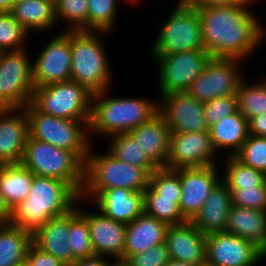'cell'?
<instances>
[{
	"label": "cell",
	"mask_w": 266,
	"mask_h": 266,
	"mask_svg": "<svg viewBox=\"0 0 266 266\" xmlns=\"http://www.w3.org/2000/svg\"><path fill=\"white\" fill-rule=\"evenodd\" d=\"M26 260L31 266H66L53 255L42 252L33 244L28 249Z\"/></svg>",
	"instance_id": "cell-44"
},
{
	"label": "cell",
	"mask_w": 266,
	"mask_h": 266,
	"mask_svg": "<svg viewBox=\"0 0 266 266\" xmlns=\"http://www.w3.org/2000/svg\"><path fill=\"white\" fill-rule=\"evenodd\" d=\"M26 49L0 52V109H23L32 101L35 84Z\"/></svg>",
	"instance_id": "cell-10"
},
{
	"label": "cell",
	"mask_w": 266,
	"mask_h": 266,
	"mask_svg": "<svg viewBox=\"0 0 266 266\" xmlns=\"http://www.w3.org/2000/svg\"><path fill=\"white\" fill-rule=\"evenodd\" d=\"M243 60L236 58L211 57L203 72L190 85L186 92L206 103L217 97L236 95L244 73Z\"/></svg>",
	"instance_id": "cell-11"
},
{
	"label": "cell",
	"mask_w": 266,
	"mask_h": 266,
	"mask_svg": "<svg viewBox=\"0 0 266 266\" xmlns=\"http://www.w3.org/2000/svg\"><path fill=\"white\" fill-rule=\"evenodd\" d=\"M209 133L217 153L225 150L226 156H234L249 136L248 120L238 110L210 127Z\"/></svg>",
	"instance_id": "cell-27"
},
{
	"label": "cell",
	"mask_w": 266,
	"mask_h": 266,
	"mask_svg": "<svg viewBox=\"0 0 266 266\" xmlns=\"http://www.w3.org/2000/svg\"><path fill=\"white\" fill-rule=\"evenodd\" d=\"M108 257L92 256L89 258H83L76 260L72 266H110L111 262H108Z\"/></svg>",
	"instance_id": "cell-46"
},
{
	"label": "cell",
	"mask_w": 266,
	"mask_h": 266,
	"mask_svg": "<svg viewBox=\"0 0 266 266\" xmlns=\"http://www.w3.org/2000/svg\"><path fill=\"white\" fill-rule=\"evenodd\" d=\"M169 260V251L165 242L142 253L131 255L127 259L132 266H165Z\"/></svg>",
	"instance_id": "cell-43"
},
{
	"label": "cell",
	"mask_w": 266,
	"mask_h": 266,
	"mask_svg": "<svg viewBox=\"0 0 266 266\" xmlns=\"http://www.w3.org/2000/svg\"><path fill=\"white\" fill-rule=\"evenodd\" d=\"M207 235L191 221L169 226L165 243L170 259L198 265L206 261Z\"/></svg>",
	"instance_id": "cell-20"
},
{
	"label": "cell",
	"mask_w": 266,
	"mask_h": 266,
	"mask_svg": "<svg viewBox=\"0 0 266 266\" xmlns=\"http://www.w3.org/2000/svg\"><path fill=\"white\" fill-rule=\"evenodd\" d=\"M79 214L88 222L91 245L96 256L124 259L126 224L117 222L103 212L80 209Z\"/></svg>",
	"instance_id": "cell-18"
},
{
	"label": "cell",
	"mask_w": 266,
	"mask_h": 266,
	"mask_svg": "<svg viewBox=\"0 0 266 266\" xmlns=\"http://www.w3.org/2000/svg\"><path fill=\"white\" fill-rule=\"evenodd\" d=\"M34 177L21 163L0 165V191L11 209L29 196Z\"/></svg>",
	"instance_id": "cell-29"
},
{
	"label": "cell",
	"mask_w": 266,
	"mask_h": 266,
	"mask_svg": "<svg viewBox=\"0 0 266 266\" xmlns=\"http://www.w3.org/2000/svg\"><path fill=\"white\" fill-rule=\"evenodd\" d=\"M88 0H57L54 3L57 23L66 21L62 31H88Z\"/></svg>",
	"instance_id": "cell-36"
},
{
	"label": "cell",
	"mask_w": 266,
	"mask_h": 266,
	"mask_svg": "<svg viewBox=\"0 0 266 266\" xmlns=\"http://www.w3.org/2000/svg\"><path fill=\"white\" fill-rule=\"evenodd\" d=\"M12 218V209L6 203L0 191V224H9Z\"/></svg>",
	"instance_id": "cell-48"
},
{
	"label": "cell",
	"mask_w": 266,
	"mask_h": 266,
	"mask_svg": "<svg viewBox=\"0 0 266 266\" xmlns=\"http://www.w3.org/2000/svg\"><path fill=\"white\" fill-rule=\"evenodd\" d=\"M249 135L266 137V113L248 121Z\"/></svg>",
	"instance_id": "cell-45"
},
{
	"label": "cell",
	"mask_w": 266,
	"mask_h": 266,
	"mask_svg": "<svg viewBox=\"0 0 266 266\" xmlns=\"http://www.w3.org/2000/svg\"><path fill=\"white\" fill-rule=\"evenodd\" d=\"M226 232L254 243L266 254V211L232 205Z\"/></svg>",
	"instance_id": "cell-26"
},
{
	"label": "cell",
	"mask_w": 266,
	"mask_h": 266,
	"mask_svg": "<svg viewBox=\"0 0 266 266\" xmlns=\"http://www.w3.org/2000/svg\"><path fill=\"white\" fill-rule=\"evenodd\" d=\"M14 18L30 33L33 30L49 31L58 23L55 6L50 0H26L16 2L11 10Z\"/></svg>",
	"instance_id": "cell-28"
},
{
	"label": "cell",
	"mask_w": 266,
	"mask_h": 266,
	"mask_svg": "<svg viewBox=\"0 0 266 266\" xmlns=\"http://www.w3.org/2000/svg\"><path fill=\"white\" fill-rule=\"evenodd\" d=\"M266 254L254 243L235 234L207 235L206 261L214 266H256Z\"/></svg>",
	"instance_id": "cell-16"
},
{
	"label": "cell",
	"mask_w": 266,
	"mask_h": 266,
	"mask_svg": "<svg viewBox=\"0 0 266 266\" xmlns=\"http://www.w3.org/2000/svg\"><path fill=\"white\" fill-rule=\"evenodd\" d=\"M245 79L241 81L236 95L238 110L249 121L266 113V78L254 84H248Z\"/></svg>",
	"instance_id": "cell-34"
},
{
	"label": "cell",
	"mask_w": 266,
	"mask_h": 266,
	"mask_svg": "<svg viewBox=\"0 0 266 266\" xmlns=\"http://www.w3.org/2000/svg\"><path fill=\"white\" fill-rule=\"evenodd\" d=\"M150 46L149 55L204 49L200 17L195 7L187 2H178Z\"/></svg>",
	"instance_id": "cell-8"
},
{
	"label": "cell",
	"mask_w": 266,
	"mask_h": 266,
	"mask_svg": "<svg viewBox=\"0 0 266 266\" xmlns=\"http://www.w3.org/2000/svg\"><path fill=\"white\" fill-rule=\"evenodd\" d=\"M93 202L97 210L126 225L144 213V193L125 188L104 190Z\"/></svg>",
	"instance_id": "cell-22"
},
{
	"label": "cell",
	"mask_w": 266,
	"mask_h": 266,
	"mask_svg": "<svg viewBox=\"0 0 266 266\" xmlns=\"http://www.w3.org/2000/svg\"><path fill=\"white\" fill-rule=\"evenodd\" d=\"M238 111L237 95L217 97L204 103V113L208 128Z\"/></svg>",
	"instance_id": "cell-41"
},
{
	"label": "cell",
	"mask_w": 266,
	"mask_h": 266,
	"mask_svg": "<svg viewBox=\"0 0 266 266\" xmlns=\"http://www.w3.org/2000/svg\"><path fill=\"white\" fill-rule=\"evenodd\" d=\"M28 34L29 32L14 18L11 11L0 12V52L27 48L25 42Z\"/></svg>",
	"instance_id": "cell-38"
},
{
	"label": "cell",
	"mask_w": 266,
	"mask_h": 266,
	"mask_svg": "<svg viewBox=\"0 0 266 266\" xmlns=\"http://www.w3.org/2000/svg\"><path fill=\"white\" fill-rule=\"evenodd\" d=\"M119 1L121 2V0H88V31L110 33L116 23Z\"/></svg>",
	"instance_id": "cell-37"
},
{
	"label": "cell",
	"mask_w": 266,
	"mask_h": 266,
	"mask_svg": "<svg viewBox=\"0 0 266 266\" xmlns=\"http://www.w3.org/2000/svg\"><path fill=\"white\" fill-rule=\"evenodd\" d=\"M32 233L12 224H0V266H17L27 258Z\"/></svg>",
	"instance_id": "cell-30"
},
{
	"label": "cell",
	"mask_w": 266,
	"mask_h": 266,
	"mask_svg": "<svg viewBox=\"0 0 266 266\" xmlns=\"http://www.w3.org/2000/svg\"><path fill=\"white\" fill-rule=\"evenodd\" d=\"M78 199L76 206L69 211V236L68 244L73 253V263L76 260L95 256L91 245L88 222L79 214Z\"/></svg>",
	"instance_id": "cell-33"
},
{
	"label": "cell",
	"mask_w": 266,
	"mask_h": 266,
	"mask_svg": "<svg viewBox=\"0 0 266 266\" xmlns=\"http://www.w3.org/2000/svg\"><path fill=\"white\" fill-rule=\"evenodd\" d=\"M28 137L26 109H0V165L21 163Z\"/></svg>",
	"instance_id": "cell-19"
},
{
	"label": "cell",
	"mask_w": 266,
	"mask_h": 266,
	"mask_svg": "<svg viewBox=\"0 0 266 266\" xmlns=\"http://www.w3.org/2000/svg\"><path fill=\"white\" fill-rule=\"evenodd\" d=\"M165 266H196L187 262L178 261L175 259H170L169 262Z\"/></svg>",
	"instance_id": "cell-50"
},
{
	"label": "cell",
	"mask_w": 266,
	"mask_h": 266,
	"mask_svg": "<svg viewBox=\"0 0 266 266\" xmlns=\"http://www.w3.org/2000/svg\"><path fill=\"white\" fill-rule=\"evenodd\" d=\"M69 236V212L51 218L32 233V244L42 252L53 255L66 266L73 265Z\"/></svg>",
	"instance_id": "cell-23"
},
{
	"label": "cell",
	"mask_w": 266,
	"mask_h": 266,
	"mask_svg": "<svg viewBox=\"0 0 266 266\" xmlns=\"http://www.w3.org/2000/svg\"><path fill=\"white\" fill-rule=\"evenodd\" d=\"M29 138L73 152L83 163L92 141L89 125L82 120H69L40 112L32 103L25 107Z\"/></svg>",
	"instance_id": "cell-6"
},
{
	"label": "cell",
	"mask_w": 266,
	"mask_h": 266,
	"mask_svg": "<svg viewBox=\"0 0 266 266\" xmlns=\"http://www.w3.org/2000/svg\"><path fill=\"white\" fill-rule=\"evenodd\" d=\"M196 266H214L213 264L209 263L208 261H204L203 263H200Z\"/></svg>",
	"instance_id": "cell-52"
},
{
	"label": "cell",
	"mask_w": 266,
	"mask_h": 266,
	"mask_svg": "<svg viewBox=\"0 0 266 266\" xmlns=\"http://www.w3.org/2000/svg\"><path fill=\"white\" fill-rule=\"evenodd\" d=\"M234 157L242 164L266 174V137L249 135Z\"/></svg>",
	"instance_id": "cell-39"
},
{
	"label": "cell",
	"mask_w": 266,
	"mask_h": 266,
	"mask_svg": "<svg viewBox=\"0 0 266 266\" xmlns=\"http://www.w3.org/2000/svg\"><path fill=\"white\" fill-rule=\"evenodd\" d=\"M21 164L34 175L67 182L79 195L84 184V163L71 151L28 137Z\"/></svg>",
	"instance_id": "cell-7"
},
{
	"label": "cell",
	"mask_w": 266,
	"mask_h": 266,
	"mask_svg": "<svg viewBox=\"0 0 266 266\" xmlns=\"http://www.w3.org/2000/svg\"><path fill=\"white\" fill-rule=\"evenodd\" d=\"M17 266H31V265L27 260H25L22 263L18 264Z\"/></svg>",
	"instance_id": "cell-53"
},
{
	"label": "cell",
	"mask_w": 266,
	"mask_h": 266,
	"mask_svg": "<svg viewBox=\"0 0 266 266\" xmlns=\"http://www.w3.org/2000/svg\"><path fill=\"white\" fill-rule=\"evenodd\" d=\"M169 225L146 214L126 225L124 260L165 242Z\"/></svg>",
	"instance_id": "cell-25"
},
{
	"label": "cell",
	"mask_w": 266,
	"mask_h": 266,
	"mask_svg": "<svg viewBox=\"0 0 266 266\" xmlns=\"http://www.w3.org/2000/svg\"><path fill=\"white\" fill-rule=\"evenodd\" d=\"M209 131L171 133L168 169L203 168L217 165Z\"/></svg>",
	"instance_id": "cell-14"
},
{
	"label": "cell",
	"mask_w": 266,
	"mask_h": 266,
	"mask_svg": "<svg viewBox=\"0 0 266 266\" xmlns=\"http://www.w3.org/2000/svg\"><path fill=\"white\" fill-rule=\"evenodd\" d=\"M22 1H26V0H15V3H16V2H22Z\"/></svg>",
	"instance_id": "cell-56"
},
{
	"label": "cell",
	"mask_w": 266,
	"mask_h": 266,
	"mask_svg": "<svg viewBox=\"0 0 266 266\" xmlns=\"http://www.w3.org/2000/svg\"><path fill=\"white\" fill-rule=\"evenodd\" d=\"M15 0H0V12L1 11H11Z\"/></svg>",
	"instance_id": "cell-49"
},
{
	"label": "cell",
	"mask_w": 266,
	"mask_h": 266,
	"mask_svg": "<svg viewBox=\"0 0 266 266\" xmlns=\"http://www.w3.org/2000/svg\"><path fill=\"white\" fill-rule=\"evenodd\" d=\"M110 266H132L127 260L124 259H114L111 261Z\"/></svg>",
	"instance_id": "cell-51"
},
{
	"label": "cell",
	"mask_w": 266,
	"mask_h": 266,
	"mask_svg": "<svg viewBox=\"0 0 266 266\" xmlns=\"http://www.w3.org/2000/svg\"><path fill=\"white\" fill-rule=\"evenodd\" d=\"M129 133L157 168L167 167L171 130L159 113Z\"/></svg>",
	"instance_id": "cell-21"
},
{
	"label": "cell",
	"mask_w": 266,
	"mask_h": 266,
	"mask_svg": "<svg viewBox=\"0 0 266 266\" xmlns=\"http://www.w3.org/2000/svg\"><path fill=\"white\" fill-rule=\"evenodd\" d=\"M109 89L92 97L89 136L111 137L131 130L151 120L159 113L158 102L139 97H110ZM104 136V137H103Z\"/></svg>",
	"instance_id": "cell-3"
},
{
	"label": "cell",
	"mask_w": 266,
	"mask_h": 266,
	"mask_svg": "<svg viewBox=\"0 0 266 266\" xmlns=\"http://www.w3.org/2000/svg\"><path fill=\"white\" fill-rule=\"evenodd\" d=\"M218 165L203 168H180L181 196L179 209L186 221H192L204 205L211 190L220 181Z\"/></svg>",
	"instance_id": "cell-17"
},
{
	"label": "cell",
	"mask_w": 266,
	"mask_h": 266,
	"mask_svg": "<svg viewBox=\"0 0 266 266\" xmlns=\"http://www.w3.org/2000/svg\"><path fill=\"white\" fill-rule=\"evenodd\" d=\"M177 2H188V0H178Z\"/></svg>",
	"instance_id": "cell-55"
},
{
	"label": "cell",
	"mask_w": 266,
	"mask_h": 266,
	"mask_svg": "<svg viewBox=\"0 0 266 266\" xmlns=\"http://www.w3.org/2000/svg\"><path fill=\"white\" fill-rule=\"evenodd\" d=\"M257 0H188L189 4L252 5Z\"/></svg>",
	"instance_id": "cell-47"
},
{
	"label": "cell",
	"mask_w": 266,
	"mask_h": 266,
	"mask_svg": "<svg viewBox=\"0 0 266 266\" xmlns=\"http://www.w3.org/2000/svg\"><path fill=\"white\" fill-rule=\"evenodd\" d=\"M191 5L199 14L204 49L211 57L246 60L265 38L251 5Z\"/></svg>",
	"instance_id": "cell-1"
},
{
	"label": "cell",
	"mask_w": 266,
	"mask_h": 266,
	"mask_svg": "<svg viewBox=\"0 0 266 266\" xmlns=\"http://www.w3.org/2000/svg\"><path fill=\"white\" fill-rule=\"evenodd\" d=\"M32 62L35 87L68 81L71 78V31H60L42 48Z\"/></svg>",
	"instance_id": "cell-13"
},
{
	"label": "cell",
	"mask_w": 266,
	"mask_h": 266,
	"mask_svg": "<svg viewBox=\"0 0 266 266\" xmlns=\"http://www.w3.org/2000/svg\"><path fill=\"white\" fill-rule=\"evenodd\" d=\"M148 186L160 198L180 199V176L174 169L157 168L150 174Z\"/></svg>",
	"instance_id": "cell-40"
},
{
	"label": "cell",
	"mask_w": 266,
	"mask_h": 266,
	"mask_svg": "<svg viewBox=\"0 0 266 266\" xmlns=\"http://www.w3.org/2000/svg\"><path fill=\"white\" fill-rule=\"evenodd\" d=\"M232 205L266 211V183L260 187L229 189Z\"/></svg>",
	"instance_id": "cell-42"
},
{
	"label": "cell",
	"mask_w": 266,
	"mask_h": 266,
	"mask_svg": "<svg viewBox=\"0 0 266 266\" xmlns=\"http://www.w3.org/2000/svg\"><path fill=\"white\" fill-rule=\"evenodd\" d=\"M92 149L91 145L84 163L80 199L93 201L104 190L118 187L135 192H144L148 188L150 175L143 168L122 162L109 151L95 154Z\"/></svg>",
	"instance_id": "cell-4"
},
{
	"label": "cell",
	"mask_w": 266,
	"mask_h": 266,
	"mask_svg": "<svg viewBox=\"0 0 266 266\" xmlns=\"http://www.w3.org/2000/svg\"><path fill=\"white\" fill-rule=\"evenodd\" d=\"M127 2H129L130 4H131V2H132L133 4H135V2L138 3V2H140V0H127Z\"/></svg>",
	"instance_id": "cell-54"
},
{
	"label": "cell",
	"mask_w": 266,
	"mask_h": 266,
	"mask_svg": "<svg viewBox=\"0 0 266 266\" xmlns=\"http://www.w3.org/2000/svg\"><path fill=\"white\" fill-rule=\"evenodd\" d=\"M231 207V191L221 180L211 190L204 205L191 222L204 235L225 232Z\"/></svg>",
	"instance_id": "cell-24"
},
{
	"label": "cell",
	"mask_w": 266,
	"mask_h": 266,
	"mask_svg": "<svg viewBox=\"0 0 266 266\" xmlns=\"http://www.w3.org/2000/svg\"><path fill=\"white\" fill-rule=\"evenodd\" d=\"M107 33L71 31L70 80L82 85L93 95L109 89L112 83L113 73L102 42L103 35Z\"/></svg>",
	"instance_id": "cell-5"
},
{
	"label": "cell",
	"mask_w": 266,
	"mask_h": 266,
	"mask_svg": "<svg viewBox=\"0 0 266 266\" xmlns=\"http://www.w3.org/2000/svg\"><path fill=\"white\" fill-rule=\"evenodd\" d=\"M109 140L107 151L118 160L143 168L149 175L157 169L130 133L117 134Z\"/></svg>",
	"instance_id": "cell-31"
},
{
	"label": "cell",
	"mask_w": 266,
	"mask_h": 266,
	"mask_svg": "<svg viewBox=\"0 0 266 266\" xmlns=\"http://www.w3.org/2000/svg\"><path fill=\"white\" fill-rule=\"evenodd\" d=\"M92 97L85 87L68 80L35 87L31 103L42 113L89 125Z\"/></svg>",
	"instance_id": "cell-9"
},
{
	"label": "cell",
	"mask_w": 266,
	"mask_h": 266,
	"mask_svg": "<svg viewBox=\"0 0 266 266\" xmlns=\"http://www.w3.org/2000/svg\"><path fill=\"white\" fill-rule=\"evenodd\" d=\"M151 56L158 67L160 94L185 92L211 58L205 49Z\"/></svg>",
	"instance_id": "cell-12"
},
{
	"label": "cell",
	"mask_w": 266,
	"mask_h": 266,
	"mask_svg": "<svg viewBox=\"0 0 266 266\" xmlns=\"http://www.w3.org/2000/svg\"><path fill=\"white\" fill-rule=\"evenodd\" d=\"M221 180L228 189L254 188L266 183V174L242 164L234 156H226Z\"/></svg>",
	"instance_id": "cell-32"
},
{
	"label": "cell",
	"mask_w": 266,
	"mask_h": 266,
	"mask_svg": "<svg viewBox=\"0 0 266 266\" xmlns=\"http://www.w3.org/2000/svg\"><path fill=\"white\" fill-rule=\"evenodd\" d=\"M144 193V212L169 226L186 222L180 209V199L160 198L149 186Z\"/></svg>",
	"instance_id": "cell-35"
},
{
	"label": "cell",
	"mask_w": 266,
	"mask_h": 266,
	"mask_svg": "<svg viewBox=\"0 0 266 266\" xmlns=\"http://www.w3.org/2000/svg\"><path fill=\"white\" fill-rule=\"evenodd\" d=\"M80 195L65 181L35 175L29 196L12 209L10 224L33 233L72 210Z\"/></svg>",
	"instance_id": "cell-2"
},
{
	"label": "cell",
	"mask_w": 266,
	"mask_h": 266,
	"mask_svg": "<svg viewBox=\"0 0 266 266\" xmlns=\"http://www.w3.org/2000/svg\"><path fill=\"white\" fill-rule=\"evenodd\" d=\"M158 110L171 133L209 131L204 103L194 99L186 91L161 94Z\"/></svg>",
	"instance_id": "cell-15"
}]
</instances>
